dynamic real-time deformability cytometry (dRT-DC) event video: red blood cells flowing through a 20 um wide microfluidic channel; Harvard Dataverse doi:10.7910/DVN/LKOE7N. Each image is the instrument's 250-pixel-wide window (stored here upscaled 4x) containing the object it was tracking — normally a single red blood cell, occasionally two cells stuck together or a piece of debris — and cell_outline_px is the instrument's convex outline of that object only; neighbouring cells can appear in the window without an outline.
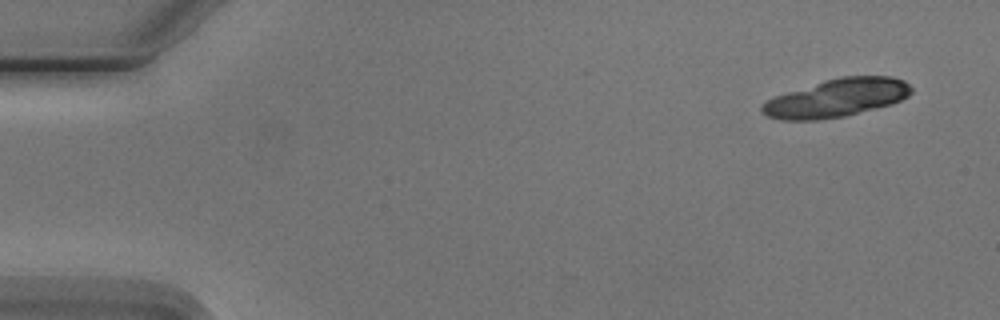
{"species": "Egyptian fruit bat (a non-hibernating species)", "species_latin": "Rousettus aegyptiacus", "temperature_condition": "cold", "stored_images_in_passage": 4, "camera_frame_rate_fps": 3000, "um_per_image_px": 0.085, "animal": {"sex": "male"}, "frame": {"image": 1, "passage_image": 1, "time_ms": 0.0, "image_size_px": [1000, 320], "cell_outline_px": [[912, 92], [908, 96], [892, 104], [844, 116], [820, 120], [780, 120], [768, 116], [760, 112], [760, 108], [772, 96], [824, 80], [840, 76], [892, 76], [904, 80], [912, 88]], "centroid_in_image_um": [71.1, 8.32], "position_along_channel_um": 13.9, "area_um2": 33.29}}